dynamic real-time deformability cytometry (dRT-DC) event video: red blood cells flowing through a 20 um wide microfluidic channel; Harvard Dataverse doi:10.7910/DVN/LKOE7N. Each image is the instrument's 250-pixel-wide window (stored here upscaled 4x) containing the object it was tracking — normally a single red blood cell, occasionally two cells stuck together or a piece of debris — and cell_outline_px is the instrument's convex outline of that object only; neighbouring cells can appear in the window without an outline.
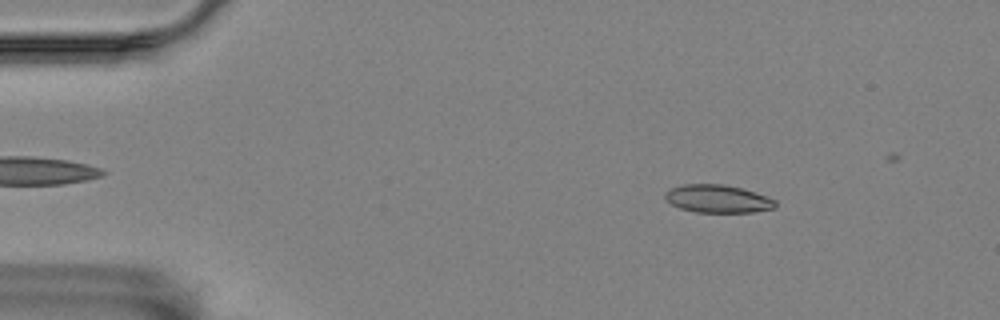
{"species": "Egyptian fruit bat (a non-hibernating species)", "species_latin": "Rousettus aegyptiacus", "temperature_condition": "room temperature", "stored_images_in_passage": 56, "camera_frame_rate_fps": 3000, "um_per_image_px": 0.085, "animal": {"sex": "female"}, "frame": {"image": 1, "passage_image": 8, "time_ms": 2.333, "image_size_px": [1000, 320], "cell_outline_px": [[776, 208], [752, 212], [696, 212], [680, 208], [672, 204], [664, 196], [664, 192], [672, 188], [684, 184], [724, 184], [756, 192], [776, 200]], "centroid_in_image_um": [61.03, 16.89], "position_along_channel_um": 24.0, "area_um2": 17.86}}
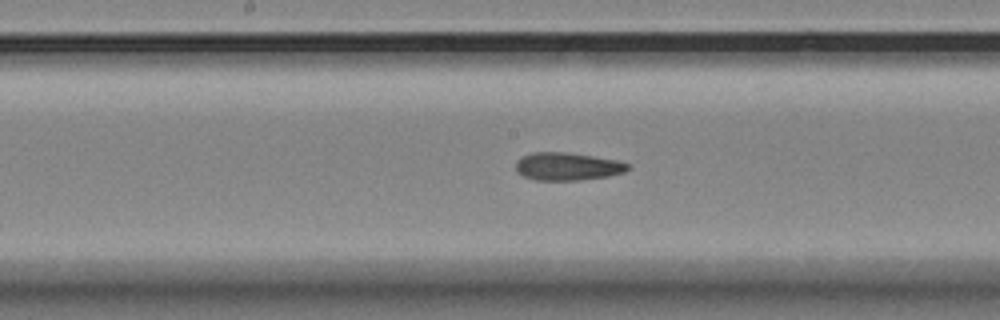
{"frame": {"image": 2, "passage_image": 29, "time_ms": 9.333, "image_size_px": [1000, 320], "cell_outline_px": [[628, 168], [624, 172], [608, 176], [580, 180], [536, 180], [524, 176], [516, 172], [516, 160], [520, 156], [532, 152], [568, 152], [616, 160], [628, 164]], "centroid_in_image_um": [48.17, 14.14], "position_along_channel_um": 200.0, "area_um2": 18.15}}
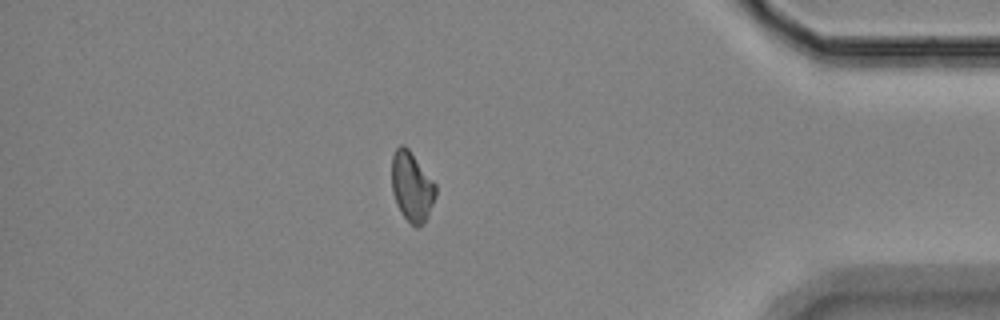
{"frame": {"image": 3, "passage_image": 49, "time_ms": 16.0, "image_size_px": [1000, 320], "cell_outline_px": [[436, 196], [428, 216], [424, 224], [416, 228], [400, 212], [396, 204], [392, 192], [392, 156], [396, 148], [400, 144], [404, 144], [408, 148], [436, 184]], "centroid_in_image_um": [35.0, 15.87], "position_along_channel_um": 400.2, "area_um2": 17.92}, "authors_computed_cell_mechanics": {"area_um2": 18.207, "velocity_mm_per_s": 3.5251, "shape_relaxation_time_tau1_ms": null, "shape_relaxation_time_tau2_ms": 2.8164, "deformation_change_tau1": null, "deformation_change_tau2": 0.1022}}